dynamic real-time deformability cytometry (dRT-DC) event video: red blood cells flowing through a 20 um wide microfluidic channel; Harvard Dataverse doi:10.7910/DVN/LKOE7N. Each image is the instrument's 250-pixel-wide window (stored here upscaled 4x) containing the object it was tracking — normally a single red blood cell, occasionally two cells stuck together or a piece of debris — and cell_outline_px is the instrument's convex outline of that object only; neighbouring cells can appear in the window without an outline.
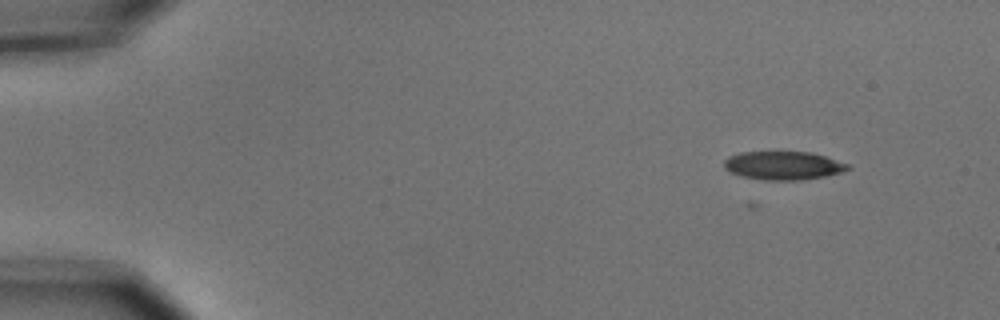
{"species": "common noctule bat (a hibernating species)", "species_latin": "Nyctalus noctula", "temperature_condition": "cold", "stored_images_in_passage": 50, "camera_frame_rate_fps": 3000, "um_per_image_px": 0.085, "animal": {"sex": "male", "body_mass_g": 15.6}, "frame": {"image": 1, "passage_image": 1, "time_ms": 0.0, "image_size_px": [1000, 320], "cell_outline_px": [[852, 168], [844, 172], [824, 176], [800, 180], [764, 180], [744, 176], [728, 172], [724, 168], [724, 160], [728, 156], [740, 152], [776, 148], [812, 152], [848, 164]], "centroid_in_image_um": [66.54, 14.01], "position_along_channel_um": 18.5, "area_um2": 21.56}}
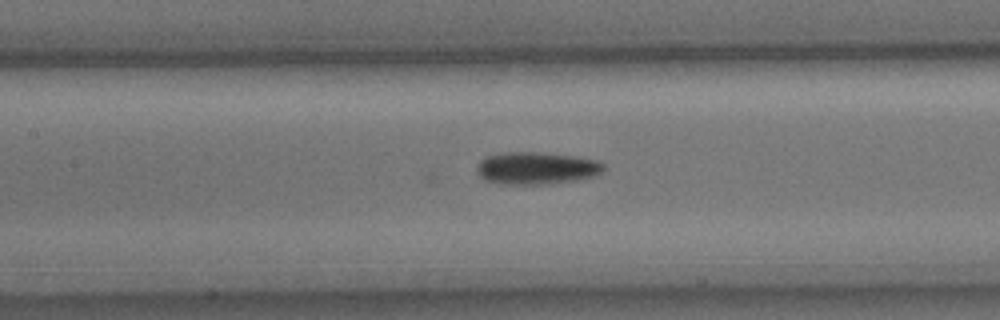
{"frame": {"image": 2, "passage_image": 21, "time_ms": 6.667, "image_size_px": [1000, 320], "cell_outline_px": [[604, 168], [596, 176], [576, 180], [548, 184], [504, 184], [484, 180], [476, 172], [476, 168], [480, 160], [484, 156], [504, 152], [540, 152], [576, 156], [596, 160], [604, 164]], "centroid_in_image_um": [45.57, 14.29], "position_along_channel_um": 161.8, "area_um2": 24.1}}
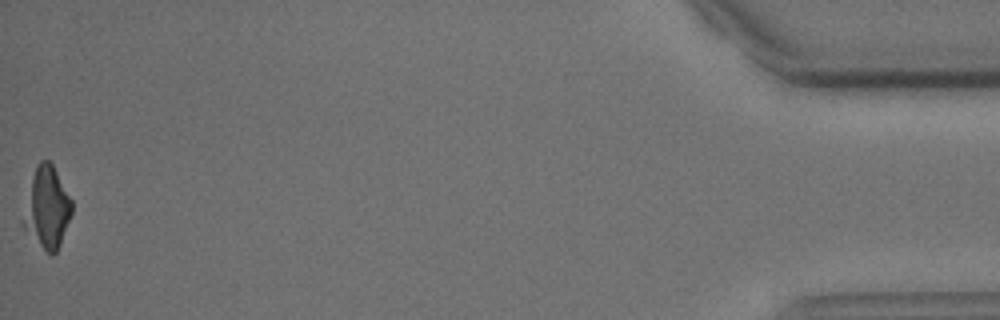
{"frame": {"image": 3, "passage_image": 50, "time_ms": 16.333, "image_size_px": [1000, 320], "cell_outline_px": [[72, 212], [60, 244], [56, 252], [52, 256], [20, 224], [20, 220], [36, 164], [40, 160], [48, 160], [52, 164], [72, 200]], "centroid_in_image_um": [3.98, 17.64], "position_along_channel_um": 431.2, "area_um2": 22.66}}